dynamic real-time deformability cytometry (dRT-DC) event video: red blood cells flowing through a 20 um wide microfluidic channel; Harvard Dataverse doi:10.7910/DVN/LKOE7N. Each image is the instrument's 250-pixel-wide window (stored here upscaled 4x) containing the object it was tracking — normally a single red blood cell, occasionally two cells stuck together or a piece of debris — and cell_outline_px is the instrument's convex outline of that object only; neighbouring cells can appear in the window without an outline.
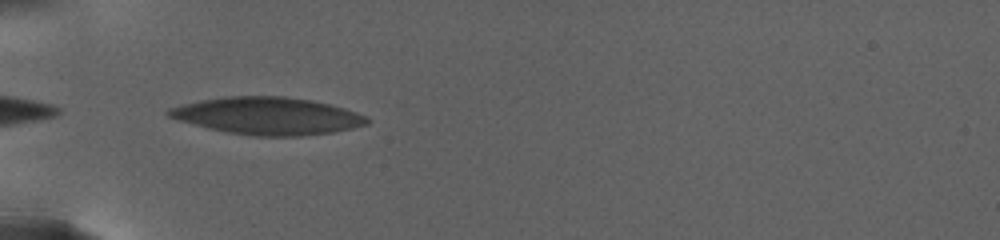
{"species": "human", "species_latin": "Homo sapiens", "temperature_condition": "warm", "stored_images_in_passage": 9, "camera_frame_rate_fps": 3000, "um_per_image_px": 0.085, "donor": {"sex": "female"}, "frame": {"image": 1, "passage_image": 1, "time_ms": 0.0, "image_size_px": [1000, 240], "cell_outline_px": [[368, 124], [352, 128], [332, 132], [300, 136], [252, 136], [224, 132], [208, 128], [180, 120], [168, 116], [164, 112], [168, 108], [200, 100], [224, 96], [284, 96], [308, 100], [328, 104], [344, 108], [364, 116], [368, 120]], "centroid_in_image_um": [22.69, 9.85], "position_along_channel_um": 62.3, "area_um2": 42.83}}
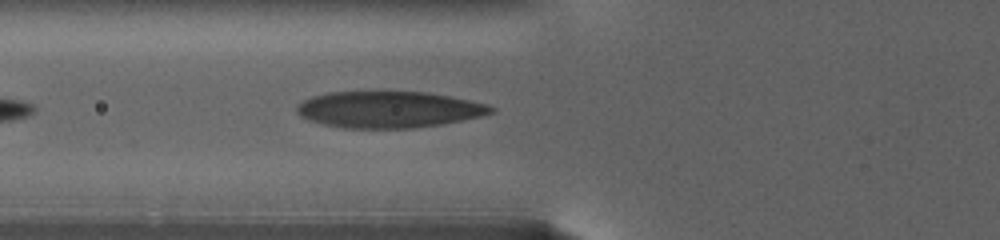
{"frame": {"image": 2, "passage_image": 8, "time_ms": 1.667, "image_size_px": [1000, 240], "cell_outline_px": [[496, 112], [480, 116], [440, 124], [412, 128], [344, 128], [324, 124], [308, 120], [300, 116], [296, 108], [304, 100], [312, 96], [328, 92], [424, 92], [448, 96], [488, 104], [496, 108]], "centroid_in_image_um": [33.04, 9.31], "position_along_channel_um": 92.8, "area_um2": 40.92}}